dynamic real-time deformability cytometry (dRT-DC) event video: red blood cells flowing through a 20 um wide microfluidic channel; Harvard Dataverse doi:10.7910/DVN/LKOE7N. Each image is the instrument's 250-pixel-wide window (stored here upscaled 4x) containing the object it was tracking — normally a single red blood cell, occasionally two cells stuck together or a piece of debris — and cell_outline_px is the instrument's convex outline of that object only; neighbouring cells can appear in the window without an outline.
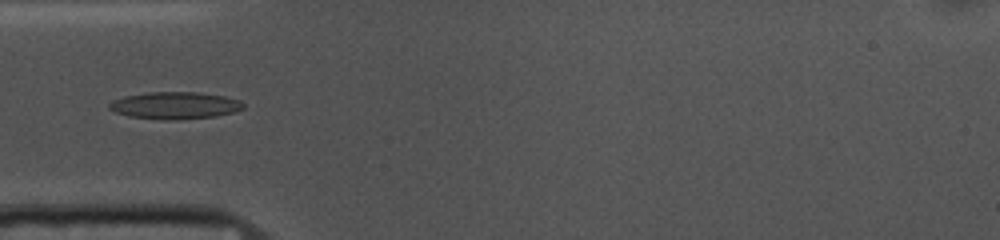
{"species": "common noctule bat (a hibernating species)", "species_latin": "Nyctalus noctula", "temperature_condition": "cold", "stored_images_in_passage": 43, "camera_frame_rate_fps": 3000, "um_per_image_px": 0.085, "animal": {"sex": "female", "body_mass_g": 10.0, "forearm_length_mm": 53.1}, "frame": {"image": 1, "passage_image": 5, "time_ms": 1.333, "image_size_px": [1000, 240], "cell_outline_px": [[244, 108], [232, 112], [216, 116], [176, 120], [164, 120], [128, 116], [116, 112], [108, 108], [108, 104], [112, 100], [124, 96], [148, 92], [196, 92], [224, 96], [240, 100], [244, 104]], "centroid_in_image_um": [14.85, 8.96], "position_along_channel_um": 70.2, "area_um2": 21.21}}
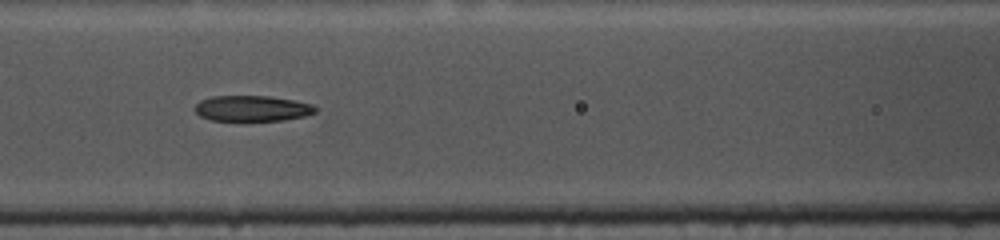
{"frame": {"image": 2, "passage_image": 11, "time_ms": 3.333, "image_size_px": [1000, 240], "cell_outline_px": [[316, 112], [304, 116], [284, 120], [244, 124], [212, 120], [200, 116], [196, 112], [196, 104], [200, 100], [212, 96], [268, 96], [296, 100], [312, 104], [316, 108]], "centroid_in_image_um": [21.42, 9.26], "position_along_channel_um": 145.2, "area_um2": 18.96}}
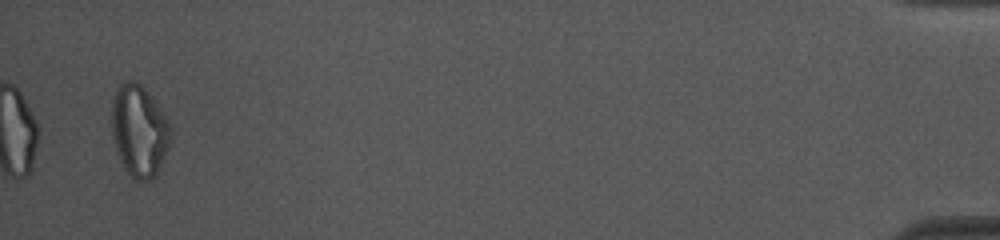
{"frame": {"image": 3, "passage_image": 41, "time_ms": 13.333, "image_size_px": [1000, 240], "cell_outline_px": [[172, 140], [156, 172], [148, 180], [136, 180], [128, 172], [116, 152], [112, 136], [112, 104], [116, 88], [124, 80], [136, 80], [148, 92], [160, 108], [168, 120], [172, 128]], "centroid_in_image_um": [11.83, 11.06], "position_along_channel_um": 423.4, "area_um2": 31.33}, "authors_computed_cell_mechanics": {"area_um2": 20.1722, "velocity_mm_per_s": 3.6997, "shape_relaxation_time_tau1_ms": null, "shape_relaxation_time_tau2_ms": 4.2392, "deformation_change_tau1": null, "deformation_change_tau2": 0.1371}}